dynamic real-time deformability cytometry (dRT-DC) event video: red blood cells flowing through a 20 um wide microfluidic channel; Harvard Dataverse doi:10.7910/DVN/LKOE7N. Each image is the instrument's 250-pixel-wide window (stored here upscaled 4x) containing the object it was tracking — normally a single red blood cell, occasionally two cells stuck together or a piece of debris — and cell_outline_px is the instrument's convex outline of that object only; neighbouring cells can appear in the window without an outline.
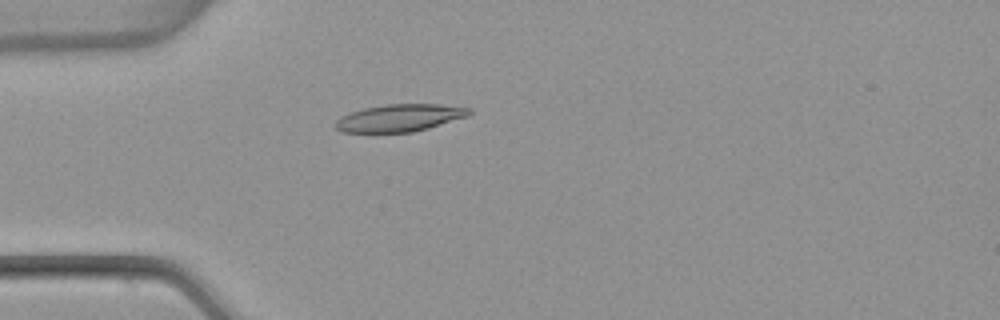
{"species": "common noctule bat (a hibernating species)", "species_latin": "Nyctalus noctula", "temperature_condition": "warm", "stored_images_in_passage": 4, "camera_frame_rate_fps": 3000, "um_per_image_px": 0.085, "animal": {"sex": "female", "body_mass_g": 22.7, "forearm_length_mm": 54.2}, "frame": {"image": 1, "passage_image": 4, "time_ms": 1.0, "image_size_px": [1000, 320], "cell_outline_px": [[472, 112], [468, 116], [428, 128], [412, 132], [340, 132], [332, 124], [340, 116], [364, 108], [388, 104], [440, 104], [472, 108]], "centroid_in_image_um": [33.96, 10.02], "position_along_channel_um": 51.0, "area_um2": 21.33}}